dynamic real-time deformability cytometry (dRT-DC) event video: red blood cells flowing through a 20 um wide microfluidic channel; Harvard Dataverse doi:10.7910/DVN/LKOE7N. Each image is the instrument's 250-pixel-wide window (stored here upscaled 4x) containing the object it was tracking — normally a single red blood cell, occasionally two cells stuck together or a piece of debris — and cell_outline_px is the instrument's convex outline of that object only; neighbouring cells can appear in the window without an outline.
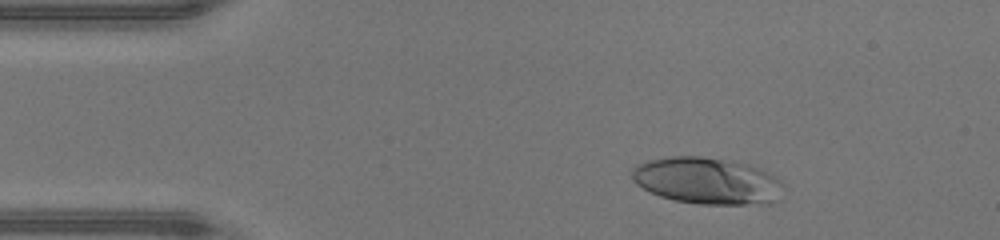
{"species": "human", "species_latin": "Homo sapiens", "temperature_condition": "warm", "stored_images_in_passage": 45, "camera_frame_rate_fps": 3000, "um_per_image_px": 0.085, "donor": {"sex": "male"}, "frame": {"image": 1, "passage_image": 5, "time_ms": 1.333, "image_size_px": [1000, 240], "cell_outline_px": [[780, 200], [768, 204], [700, 204], [676, 200], [660, 196], [636, 184], [632, 180], [632, 168], [636, 164], [648, 160], [672, 156], [700, 156], [748, 164], [768, 172], [776, 176], [780, 180]], "centroid_in_image_um": [60.1, 15.37], "position_along_channel_um": 24.9, "area_um2": 41.1}}
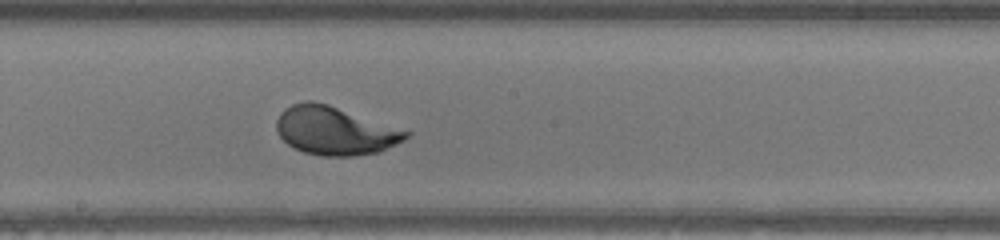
{"frame": {"image": 2, "passage_image": 23, "time_ms": 7.333, "image_size_px": [1000, 240], "cell_outline_px": [[412, 132], [404, 140], [380, 152], [356, 156], [320, 156], [304, 152], [292, 148], [276, 132], [276, 120], [280, 112], [284, 108], [292, 104], [304, 100], [312, 100], [328, 104]], "centroid_in_image_um": [28.44, 11.11], "position_along_channel_um": 219.8, "area_um2": 36.76}}
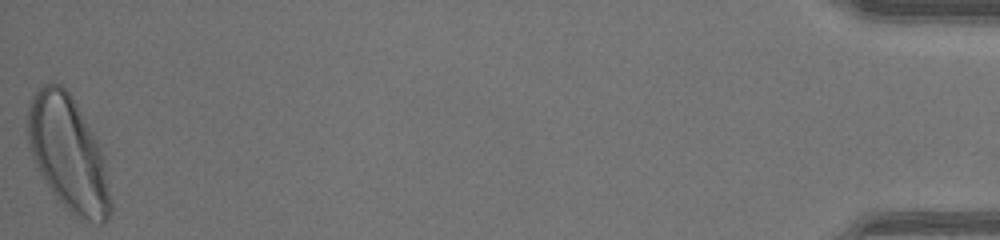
{"frame": {"image": 3, "passage_image": 45, "time_ms": 14.667, "image_size_px": [1000, 240], "cell_outline_px": [[112, 212], [108, 220], [104, 224], [96, 224], [76, 216], [52, 192], [44, 180], [36, 164], [28, 140], [28, 104], [36, 88], [44, 84], [60, 84], [68, 92], [96, 140], [104, 156], [112, 204]], "centroid_in_image_um": [5.82, 13.1], "position_along_channel_um": 429.4, "area_um2": 54.51}, "authors_computed_cell_mechanics": {"area_um2": 38.3792, "velocity_mm_per_s": 4.3283, "shape_relaxation_time_tau1_ms": 2.9828, "shape_relaxation_time_tau2_ms": null, "deformation_change_tau1": 0.1947, "deformation_change_tau2": null}}